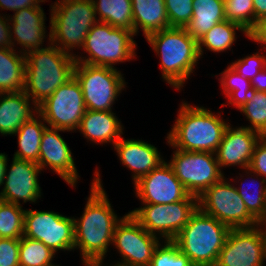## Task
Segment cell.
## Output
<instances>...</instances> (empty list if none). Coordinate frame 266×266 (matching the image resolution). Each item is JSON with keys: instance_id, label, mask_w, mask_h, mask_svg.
Returning <instances> with one entry per match:
<instances>
[{"instance_id": "6da1fadb", "label": "cell", "mask_w": 266, "mask_h": 266, "mask_svg": "<svg viewBox=\"0 0 266 266\" xmlns=\"http://www.w3.org/2000/svg\"><path fill=\"white\" fill-rule=\"evenodd\" d=\"M95 168L83 213L80 217L73 216L74 251L79 252L81 261L87 262L108 256L115 227L127 214L120 216L116 213L104 189L101 168Z\"/></svg>"}, {"instance_id": "7a4b0ae2", "label": "cell", "mask_w": 266, "mask_h": 266, "mask_svg": "<svg viewBox=\"0 0 266 266\" xmlns=\"http://www.w3.org/2000/svg\"><path fill=\"white\" fill-rule=\"evenodd\" d=\"M181 101L174 125L166 133L168 143L182 151L215 154L231 120L224 119L222 110L216 111V114L215 110L213 112L207 106L191 104L184 99Z\"/></svg>"}, {"instance_id": "3957f363", "label": "cell", "mask_w": 266, "mask_h": 266, "mask_svg": "<svg viewBox=\"0 0 266 266\" xmlns=\"http://www.w3.org/2000/svg\"><path fill=\"white\" fill-rule=\"evenodd\" d=\"M145 40L159 57L162 81L181 93L192 74L196 75L194 72L201 60L198 41L185 28L178 27L151 33Z\"/></svg>"}, {"instance_id": "277c9868", "label": "cell", "mask_w": 266, "mask_h": 266, "mask_svg": "<svg viewBox=\"0 0 266 266\" xmlns=\"http://www.w3.org/2000/svg\"><path fill=\"white\" fill-rule=\"evenodd\" d=\"M74 56L50 43L25 54L24 92L38 107L61 85L74 77Z\"/></svg>"}, {"instance_id": "5b68a950", "label": "cell", "mask_w": 266, "mask_h": 266, "mask_svg": "<svg viewBox=\"0 0 266 266\" xmlns=\"http://www.w3.org/2000/svg\"><path fill=\"white\" fill-rule=\"evenodd\" d=\"M48 5L51 43L75 57V52L83 48L90 29L98 22L93 1L55 0Z\"/></svg>"}, {"instance_id": "8992f818", "label": "cell", "mask_w": 266, "mask_h": 266, "mask_svg": "<svg viewBox=\"0 0 266 266\" xmlns=\"http://www.w3.org/2000/svg\"><path fill=\"white\" fill-rule=\"evenodd\" d=\"M134 36L132 31L97 22L85 38L81 49L83 52H76L75 61L120 69L115 66L132 60L136 61L138 58L136 51L138 44Z\"/></svg>"}, {"instance_id": "52a82bcc", "label": "cell", "mask_w": 266, "mask_h": 266, "mask_svg": "<svg viewBox=\"0 0 266 266\" xmlns=\"http://www.w3.org/2000/svg\"><path fill=\"white\" fill-rule=\"evenodd\" d=\"M230 228L199 208L173 240L193 266L213 265Z\"/></svg>"}, {"instance_id": "ba28073f", "label": "cell", "mask_w": 266, "mask_h": 266, "mask_svg": "<svg viewBox=\"0 0 266 266\" xmlns=\"http://www.w3.org/2000/svg\"><path fill=\"white\" fill-rule=\"evenodd\" d=\"M74 77L80 84L86 109L95 111H114L127 82L121 70L111 67L76 63Z\"/></svg>"}, {"instance_id": "9c48e42d", "label": "cell", "mask_w": 266, "mask_h": 266, "mask_svg": "<svg viewBox=\"0 0 266 266\" xmlns=\"http://www.w3.org/2000/svg\"><path fill=\"white\" fill-rule=\"evenodd\" d=\"M225 175L198 197L199 209L231 228H250L258 221L248 212L231 179Z\"/></svg>"}, {"instance_id": "30bf717a", "label": "cell", "mask_w": 266, "mask_h": 266, "mask_svg": "<svg viewBox=\"0 0 266 266\" xmlns=\"http://www.w3.org/2000/svg\"><path fill=\"white\" fill-rule=\"evenodd\" d=\"M164 138L167 146L172 148L171 158L166 161L190 195L200 197L225 176L214 153L178 150L168 143L167 135Z\"/></svg>"}, {"instance_id": "8fae6325", "label": "cell", "mask_w": 266, "mask_h": 266, "mask_svg": "<svg viewBox=\"0 0 266 266\" xmlns=\"http://www.w3.org/2000/svg\"><path fill=\"white\" fill-rule=\"evenodd\" d=\"M198 208V199H183L171 204H141L128 213L150 234L166 241L177 237Z\"/></svg>"}, {"instance_id": "7c38bea8", "label": "cell", "mask_w": 266, "mask_h": 266, "mask_svg": "<svg viewBox=\"0 0 266 266\" xmlns=\"http://www.w3.org/2000/svg\"><path fill=\"white\" fill-rule=\"evenodd\" d=\"M23 236L41 241L57 255L74 252V219L52 210L26 208Z\"/></svg>"}, {"instance_id": "4fadbf2b", "label": "cell", "mask_w": 266, "mask_h": 266, "mask_svg": "<svg viewBox=\"0 0 266 266\" xmlns=\"http://www.w3.org/2000/svg\"><path fill=\"white\" fill-rule=\"evenodd\" d=\"M47 126L75 132L86 112L83 93L75 77L56 89L38 107Z\"/></svg>"}, {"instance_id": "5bb4252c", "label": "cell", "mask_w": 266, "mask_h": 266, "mask_svg": "<svg viewBox=\"0 0 266 266\" xmlns=\"http://www.w3.org/2000/svg\"><path fill=\"white\" fill-rule=\"evenodd\" d=\"M161 241L127 212L116 225L113 234L112 246L121 257L114 261L132 266H150L153 253Z\"/></svg>"}, {"instance_id": "9a60e30c", "label": "cell", "mask_w": 266, "mask_h": 266, "mask_svg": "<svg viewBox=\"0 0 266 266\" xmlns=\"http://www.w3.org/2000/svg\"><path fill=\"white\" fill-rule=\"evenodd\" d=\"M133 189L140 204H171L183 199H198L188 193L166 160L134 183Z\"/></svg>"}, {"instance_id": "2e32d148", "label": "cell", "mask_w": 266, "mask_h": 266, "mask_svg": "<svg viewBox=\"0 0 266 266\" xmlns=\"http://www.w3.org/2000/svg\"><path fill=\"white\" fill-rule=\"evenodd\" d=\"M40 174L42 170L37 163L13 157L10 165H7L0 200L20 206L27 202L32 205L40 202L43 196Z\"/></svg>"}, {"instance_id": "e0dca14e", "label": "cell", "mask_w": 266, "mask_h": 266, "mask_svg": "<svg viewBox=\"0 0 266 266\" xmlns=\"http://www.w3.org/2000/svg\"><path fill=\"white\" fill-rule=\"evenodd\" d=\"M62 132L69 131L47 126L41 137L40 155L38 165L41 170H50L57 174L61 180L72 188L77 187L81 179L77 170L74 153L70 149L69 143L62 137ZM61 133V134H60Z\"/></svg>"}, {"instance_id": "ac0fdd59", "label": "cell", "mask_w": 266, "mask_h": 266, "mask_svg": "<svg viewBox=\"0 0 266 266\" xmlns=\"http://www.w3.org/2000/svg\"><path fill=\"white\" fill-rule=\"evenodd\" d=\"M263 241L257 226L231 228L221 249L217 266H265Z\"/></svg>"}, {"instance_id": "d6986e66", "label": "cell", "mask_w": 266, "mask_h": 266, "mask_svg": "<svg viewBox=\"0 0 266 266\" xmlns=\"http://www.w3.org/2000/svg\"><path fill=\"white\" fill-rule=\"evenodd\" d=\"M44 10L41 6L23 8L14 12L13 16L12 14L8 16L13 49L26 54L51 43L50 22L48 32Z\"/></svg>"}, {"instance_id": "ffe728a7", "label": "cell", "mask_w": 266, "mask_h": 266, "mask_svg": "<svg viewBox=\"0 0 266 266\" xmlns=\"http://www.w3.org/2000/svg\"><path fill=\"white\" fill-rule=\"evenodd\" d=\"M261 137L257 131L229 123L215 152L220 170L226 175L224 168H249L255 145Z\"/></svg>"}, {"instance_id": "44dd1931", "label": "cell", "mask_w": 266, "mask_h": 266, "mask_svg": "<svg viewBox=\"0 0 266 266\" xmlns=\"http://www.w3.org/2000/svg\"><path fill=\"white\" fill-rule=\"evenodd\" d=\"M123 135L119 141L111 147L117 155L120 165L131 172L132 184L142 176L150 173L167 158L163 156L158 146L148 141L135 138H126ZM164 157V158H163Z\"/></svg>"}, {"instance_id": "7402d4cb", "label": "cell", "mask_w": 266, "mask_h": 266, "mask_svg": "<svg viewBox=\"0 0 266 266\" xmlns=\"http://www.w3.org/2000/svg\"><path fill=\"white\" fill-rule=\"evenodd\" d=\"M125 127L115 111H95L86 109L79 127V132L89 145H111L112 147L125 134Z\"/></svg>"}, {"instance_id": "603a6c76", "label": "cell", "mask_w": 266, "mask_h": 266, "mask_svg": "<svg viewBox=\"0 0 266 266\" xmlns=\"http://www.w3.org/2000/svg\"><path fill=\"white\" fill-rule=\"evenodd\" d=\"M37 112V106L24 91L0 93V135H14Z\"/></svg>"}, {"instance_id": "cb8c5ba5", "label": "cell", "mask_w": 266, "mask_h": 266, "mask_svg": "<svg viewBox=\"0 0 266 266\" xmlns=\"http://www.w3.org/2000/svg\"><path fill=\"white\" fill-rule=\"evenodd\" d=\"M239 171L242 174L238 172L234 177L231 176L229 178L237 188L248 212L257 221H260L266 211V179L253 172L250 168L239 169Z\"/></svg>"}, {"instance_id": "d4e9b609", "label": "cell", "mask_w": 266, "mask_h": 266, "mask_svg": "<svg viewBox=\"0 0 266 266\" xmlns=\"http://www.w3.org/2000/svg\"><path fill=\"white\" fill-rule=\"evenodd\" d=\"M133 11V33L140 31L146 38L149 34L170 28L165 0H131Z\"/></svg>"}, {"instance_id": "484cf974", "label": "cell", "mask_w": 266, "mask_h": 266, "mask_svg": "<svg viewBox=\"0 0 266 266\" xmlns=\"http://www.w3.org/2000/svg\"><path fill=\"white\" fill-rule=\"evenodd\" d=\"M193 15L184 27L197 41L217 23L226 20L224 0H193Z\"/></svg>"}, {"instance_id": "4316f807", "label": "cell", "mask_w": 266, "mask_h": 266, "mask_svg": "<svg viewBox=\"0 0 266 266\" xmlns=\"http://www.w3.org/2000/svg\"><path fill=\"white\" fill-rule=\"evenodd\" d=\"M244 34L248 38V33L239 24L224 20L217 23L210 31H208L200 40H198V52L200 58H204L203 54L208 50L210 53H228L232 51L233 45L237 42L239 35L237 32ZM203 56V57H202Z\"/></svg>"}, {"instance_id": "83f0119b", "label": "cell", "mask_w": 266, "mask_h": 266, "mask_svg": "<svg viewBox=\"0 0 266 266\" xmlns=\"http://www.w3.org/2000/svg\"><path fill=\"white\" fill-rule=\"evenodd\" d=\"M46 127V122L38 112L27 120L13 135L17 136L18 145L13 157L38 163L41 137Z\"/></svg>"}, {"instance_id": "f1b7e54d", "label": "cell", "mask_w": 266, "mask_h": 266, "mask_svg": "<svg viewBox=\"0 0 266 266\" xmlns=\"http://www.w3.org/2000/svg\"><path fill=\"white\" fill-rule=\"evenodd\" d=\"M25 87V54L13 48L0 49V93L20 92Z\"/></svg>"}, {"instance_id": "f546056e", "label": "cell", "mask_w": 266, "mask_h": 266, "mask_svg": "<svg viewBox=\"0 0 266 266\" xmlns=\"http://www.w3.org/2000/svg\"><path fill=\"white\" fill-rule=\"evenodd\" d=\"M219 81L222 93L224 94L226 103H222L221 107L231 105L232 108L239 110L249 100V96L253 91L251 80L242 77L238 74L233 67L229 64L226 69L220 73L211 74Z\"/></svg>"}, {"instance_id": "4dcf8cb0", "label": "cell", "mask_w": 266, "mask_h": 266, "mask_svg": "<svg viewBox=\"0 0 266 266\" xmlns=\"http://www.w3.org/2000/svg\"><path fill=\"white\" fill-rule=\"evenodd\" d=\"M98 22L133 32L131 0H92Z\"/></svg>"}, {"instance_id": "1f68e13d", "label": "cell", "mask_w": 266, "mask_h": 266, "mask_svg": "<svg viewBox=\"0 0 266 266\" xmlns=\"http://www.w3.org/2000/svg\"><path fill=\"white\" fill-rule=\"evenodd\" d=\"M57 258L58 255L41 241L24 236L20 238V266H55Z\"/></svg>"}, {"instance_id": "d6a6232c", "label": "cell", "mask_w": 266, "mask_h": 266, "mask_svg": "<svg viewBox=\"0 0 266 266\" xmlns=\"http://www.w3.org/2000/svg\"><path fill=\"white\" fill-rule=\"evenodd\" d=\"M248 121L242 127L259 132L266 136V92L253 90L247 103L238 110Z\"/></svg>"}, {"instance_id": "836d02e7", "label": "cell", "mask_w": 266, "mask_h": 266, "mask_svg": "<svg viewBox=\"0 0 266 266\" xmlns=\"http://www.w3.org/2000/svg\"><path fill=\"white\" fill-rule=\"evenodd\" d=\"M23 206L0 200V238L20 239L24 232Z\"/></svg>"}, {"instance_id": "e575fe53", "label": "cell", "mask_w": 266, "mask_h": 266, "mask_svg": "<svg viewBox=\"0 0 266 266\" xmlns=\"http://www.w3.org/2000/svg\"><path fill=\"white\" fill-rule=\"evenodd\" d=\"M226 20L239 24L249 33L254 27L253 0H224Z\"/></svg>"}, {"instance_id": "d590c367", "label": "cell", "mask_w": 266, "mask_h": 266, "mask_svg": "<svg viewBox=\"0 0 266 266\" xmlns=\"http://www.w3.org/2000/svg\"><path fill=\"white\" fill-rule=\"evenodd\" d=\"M150 266H193L173 240L161 241L156 247Z\"/></svg>"}, {"instance_id": "8d00e7d4", "label": "cell", "mask_w": 266, "mask_h": 266, "mask_svg": "<svg viewBox=\"0 0 266 266\" xmlns=\"http://www.w3.org/2000/svg\"><path fill=\"white\" fill-rule=\"evenodd\" d=\"M228 64L242 77L252 80L266 67V52L257 48V52L247 54L242 58L239 57Z\"/></svg>"}, {"instance_id": "74e56055", "label": "cell", "mask_w": 266, "mask_h": 266, "mask_svg": "<svg viewBox=\"0 0 266 266\" xmlns=\"http://www.w3.org/2000/svg\"><path fill=\"white\" fill-rule=\"evenodd\" d=\"M170 27L184 28L193 15V0H165Z\"/></svg>"}, {"instance_id": "f35d334b", "label": "cell", "mask_w": 266, "mask_h": 266, "mask_svg": "<svg viewBox=\"0 0 266 266\" xmlns=\"http://www.w3.org/2000/svg\"><path fill=\"white\" fill-rule=\"evenodd\" d=\"M20 239L0 238V266L19 265Z\"/></svg>"}, {"instance_id": "ab89813d", "label": "cell", "mask_w": 266, "mask_h": 266, "mask_svg": "<svg viewBox=\"0 0 266 266\" xmlns=\"http://www.w3.org/2000/svg\"><path fill=\"white\" fill-rule=\"evenodd\" d=\"M249 168L266 179V136L256 143Z\"/></svg>"}, {"instance_id": "60d3db41", "label": "cell", "mask_w": 266, "mask_h": 266, "mask_svg": "<svg viewBox=\"0 0 266 266\" xmlns=\"http://www.w3.org/2000/svg\"><path fill=\"white\" fill-rule=\"evenodd\" d=\"M45 2H50L49 0H0V11H13L17 12L23 8H31L43 6L41 4H45Z\"/></svg>"}, {"instance_id": "b9f144b4", "label": "cell", "mask_w": 266, "mask_h": 266, "mask_svg": "<svg viewBox=\"0 0 266 266\" xmlns=\"http://www.w3.org/2000/svg\"><path fill=\"white\" fill-rule=\"evenodd\" d=\"M248 40L257 43L259 49L266 52V18L256 22L255 26L248 33Z\"/></svg>"}, {"instance_id": "7bdbcfd3", "label": "cell", "mask_w": 266, "mask_h": 266, "mask_svg": "<svg viewBox=\"0 0 266 266\" xmlns=\"http://www.w3.org/2000/svg\"><path fill=\"white\" fill-rule=\"evenodd\" d=\"M6 13V11L0 13V49L13 48L10 34L9 14Z\"/></svg>"}, {"instance_id": "ee69618b", "label": "cell", "mask_w": 266, "mask_h": 266, "mask_svg": "<svg viewBox=\"0 0 266 266\" xmlns=\"http://www.w3.org/2000/svg\"><path fill=\"white\" fill-rule=\"evenodd\" d=\"M251 86L253 90L266 92V67L251 80Z\"/></svg>"}, {"instance_id": "f6af8a7d", "label": "cell", "mask_w": 266, "mask_h": 266, "mask_svg": "<svg viewBox=\"0 0 266 266\" xmlns=\"http://www.w3.org/2000/svg\"><path fill=\"white\" fill-rule=\"evenodd\" d=\"M254 26L257 21L266 18V0H253Z\"/></svg>"}, {"instance_id": "bcb514c9", "label": "cell", "mask_w": 266, "mask_h": 266, "mask_svg": "<svg viewBox=\"0 0 266 266\" xmlns=\"http://www.w3.org/2000/svg\"><path fill=\"white\" fill-rule=\"evenodd\" d=\"M107 258L104 259H95L92 260L90 262L87 261H81L83 266H132V265H128V264H124V263H120L117 261H110L112 263H109V261L105 262Z\"/></svg>"}, {"instance_id": "7dc6e473", "label": "cell", "mask_w": 266, "mask_h": 266, "mask_svg": "<svg viewBox=\"0 0 266 266\" xmlns=\"http://www.w3.org/2000/svg\"><path fill=\"white\" fill-rule=\"evenodd\" d=\"M8 154L0 152V189L2 188L4 176L6 173L7 165L9 163ZM1 192V190H0Z\"/></svg>"}, {"instance_id": "c3c4849f", "label": "cell", "mask_w": 266, "mask_h": 266, "mask_svg": "<svg viewBox=\"0 0 266 266\" xmlns=\"http://www.w3.org/2000/svg\"><path fill=\"white\" fill-rule=\"evenodd\" d=\"M259 229L262 241H263V247H264V254L266 257V225H256Z\"/></svg>"}, {"instance_id": "681fc988", "label": "cell", "mask_w": 266, "mask_h": 266, "mask_svg": "<svg viewBox=\"0 0 266 266\" xmlns=\"http://www.w3.org/2000/svg\"><path fill=\"white\" fill-rule=\"evenodd\" d=\"M256 225H266V211L264 216L260 219V221H258Z\"/></svg>"}]
</instances>
